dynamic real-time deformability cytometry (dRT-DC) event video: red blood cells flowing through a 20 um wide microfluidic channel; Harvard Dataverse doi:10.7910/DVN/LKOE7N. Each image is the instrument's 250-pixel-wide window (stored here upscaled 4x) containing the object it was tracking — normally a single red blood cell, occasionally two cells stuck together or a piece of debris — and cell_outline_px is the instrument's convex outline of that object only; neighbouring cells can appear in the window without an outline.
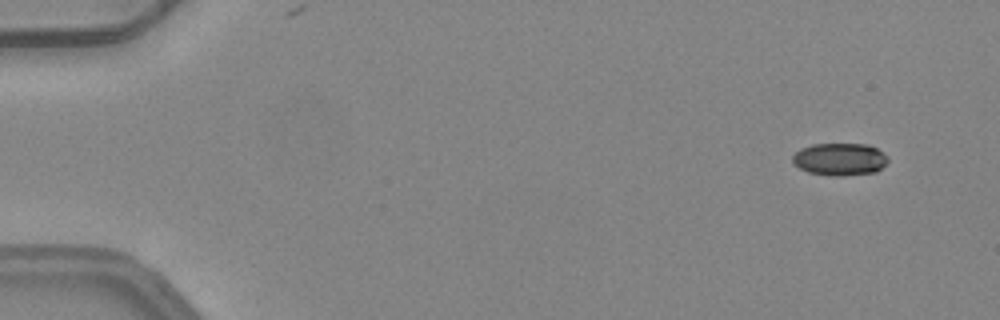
{"species": "common noctule bat (a hibernating species)", "species_latin": "Nyctalus noctula", "temperature_condition": "warm", "stored_images_in_passage": 6, "camera_frame_rate_fps": 3000, "um_per_image_px": 0.085, "animal": {"sex": "female", "body_mass_g": 24.6, "forearm_length_mm": 56.2}, "frame": {"image": 1, "passage_image": 1, "time_ms": 0.0, "image_size_px": [1000, 320], "cell_outline_px": [[888, 160], [876, 172], [844, 176], [832, 176], [808, 172], [792, 164], [792, 156], [800, 148], [812, 144], [868, 144], [876, 148], [888, 156]], "centroid_in_image_um": [71.36, 13.53], "position_along_channel_um": 13.6, "area_um2": 18.15}}